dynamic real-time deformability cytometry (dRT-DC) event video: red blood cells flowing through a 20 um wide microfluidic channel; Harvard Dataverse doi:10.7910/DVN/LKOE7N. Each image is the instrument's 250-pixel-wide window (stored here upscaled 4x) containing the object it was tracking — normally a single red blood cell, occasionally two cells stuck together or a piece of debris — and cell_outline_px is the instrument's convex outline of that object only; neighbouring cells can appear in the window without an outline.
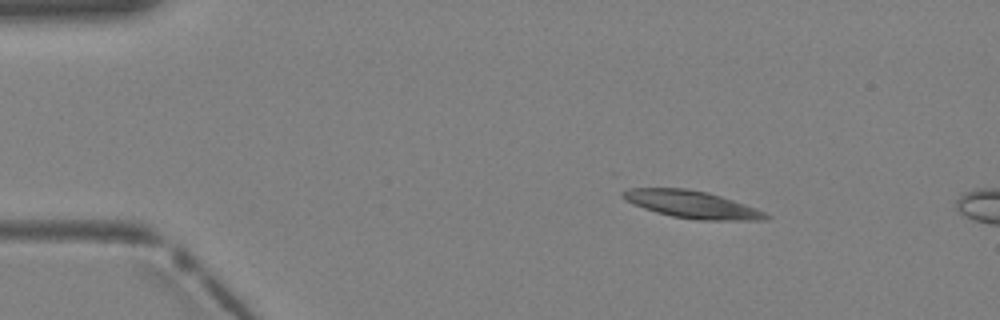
{"species": "Egyptian fruit bat (a non-hibernating species)", "species_latin": "Rousettus aegyptiacus", "temperature_condition": "warm", "stored_images_in_passage": 2, "camera_frame_rate_fps": 3000, "um_per_image_px": 0.085, "animal": {"sex": "female"}, "frame": {"image": 1, "passage_image": 1, "time_ms": 0.0, "image_size_px": [1000, 320], "cell_outline_px": [[772, 216], [764, 220], [700, 220], [672, 216], [656, 212], [644, 208], [624, 200], [620, 196], [620, 192], [628, 188], [688, 188], [708, 192], [756, 208]], "centroid_in_image_um": [58.78, 17.37], "position_along_channel_um": 26.2, "area_um2": 22.77}}